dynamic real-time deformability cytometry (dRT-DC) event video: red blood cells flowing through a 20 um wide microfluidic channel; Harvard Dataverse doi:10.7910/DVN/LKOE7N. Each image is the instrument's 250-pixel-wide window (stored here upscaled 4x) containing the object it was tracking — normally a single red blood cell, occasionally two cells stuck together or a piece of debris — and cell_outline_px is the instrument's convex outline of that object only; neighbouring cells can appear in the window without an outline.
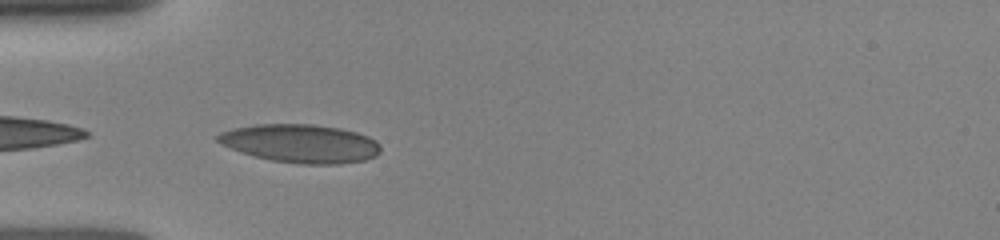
{"species": "human", "species_latin": "Homo sapiens", "temperature_condition": "room temperature", "stored_images_in_passage": 7, "camera_frame_rate_fps": 3000, "um_per_image_px": 0.085, "donor": {"sex": "female"}, "frame": {"image": 1, "passage_image": 1, "time_ms": 0.0, "image_size_px": [1000, 240], "cell_outline_px": [[380, 152], [376, 156], [364, 160], [336, 164], [300, 164], [272, 160], [256, 156], [232, 148], [216, 140], [216, 136], [220, 132], [236, 128], [256, 124], [312, 124], [340, 128], [356, 132], [368, 136], [376, 140], [380, 144]], "centroid_in_image_um": [25.6, 12.19], "position_along_channel_um": 59.4, "area_um2": 36.13}}
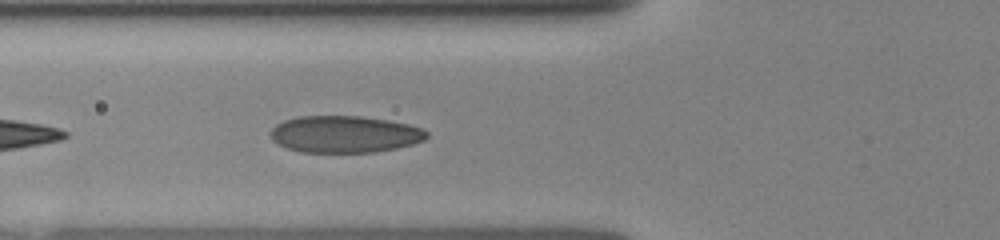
{"frame": {"image": 2, "passage_image": 4, "time_ms": 1.0, "image_size_px": [1000, 240], "cell_outline_px": [[428, 136], [424, 140], [412, 144], [396, 148], [372, 152], [300, 152], [288, 148], [272, 140], [272, 128], [276, 124], [284, 120], [300, 116], [360, 116], [388, 120], [408, 124], [420, 128], [428, 132]], "centroid_in_image_um": [29.3, 11.4], "position_along_channel_um": 96.5, "area_um2": 33.35}}